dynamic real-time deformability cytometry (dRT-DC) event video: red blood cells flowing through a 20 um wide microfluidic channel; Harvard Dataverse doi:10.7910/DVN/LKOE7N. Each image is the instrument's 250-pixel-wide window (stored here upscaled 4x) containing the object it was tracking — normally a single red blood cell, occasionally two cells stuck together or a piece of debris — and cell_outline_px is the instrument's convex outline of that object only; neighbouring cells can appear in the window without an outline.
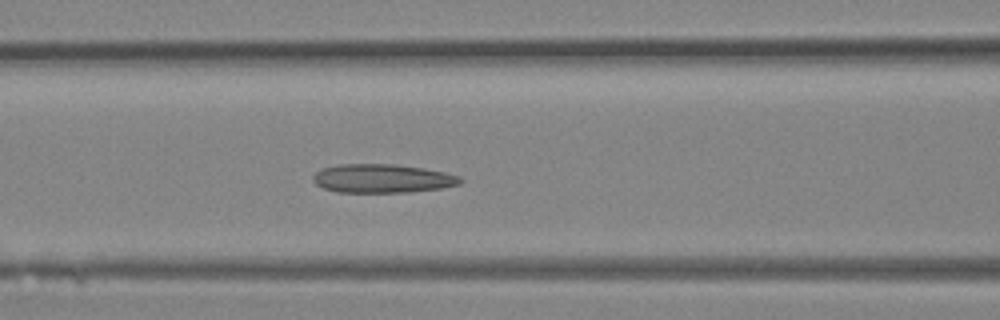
{"species": "Egyptian fruit bat (a non-hibernating species)", "species_latin": "Rousettus aegyptiacus", "temperature_condition": "room temperature", "stored_images_in_passage": 27, "camera_frame_rate_fps": 3000, "um_per_image_px": 0.085, "animal": {"sex": "female"}, "frame": {"image": 1, "passage_image": 7, "time_ms": 2.0, "image_size_px": [1000, 320], "cell_outline_px": [[464, 180], [460, 184], [440, 188], [408, 192], [336, 192], [324, 188], [316, 184], [312, 180], [312, 176], [320, 168], [340, 164], [396, 164], [424, 168], [444, 172], [460, 176]], "centroid_in_image_um": [32.48, 15.16], "position_along_channel_um": 134.1, "area_um2": 24.74}}
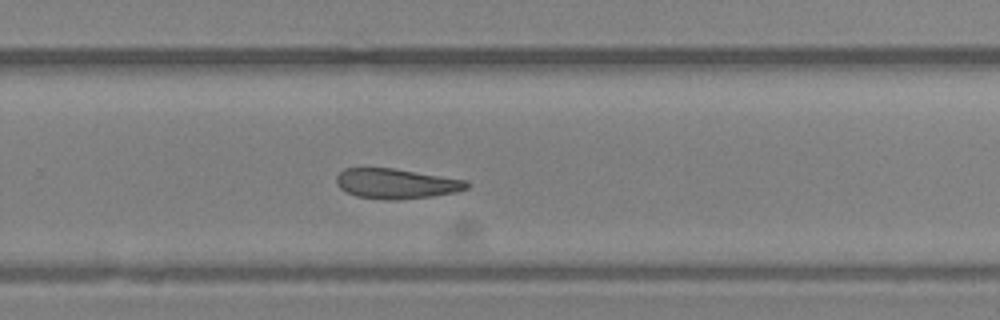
{"frame": {"image": 2, "passage_image": 15, "time_ms": 4.667, "image_size_px": [1000, 320], "cell_outline_px": [[472, 184], [468, 188], [456, 192], [432, 196], [400, 200], [384, 200], [356, 196], [340, 188], [336, 184], [336, 176], [344, 168], [392, 168], [468, 180]], "centroid_in_image_um": [33.7, 15.61], "position_along_channel_um": 296.1, "area_um2": 23.0}}
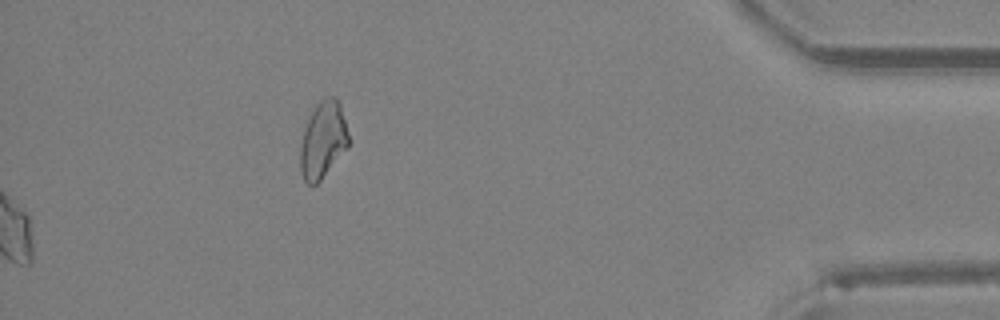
{"frame": {"image": 3, "passage_image": 27, "time_ms": 8.667, "image_size_px": [1000, 320], "cell_outline_px": [[348, 148], [320, 180], [316, 184], [308, 184], [304, 180], [300, 172], [300, 144], [304, 128], [316, 104], [320, 100], [328, 96], [336, 96], [340, 100], [348, 132]], "centroid_in_image_um": [27.46, 11.87], "position_along_channel_um": 407.7, "area_um2": 21.73}}